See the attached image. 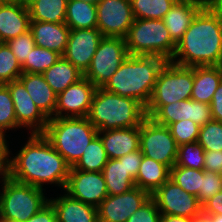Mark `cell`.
<instances>
[{
    "instance_id": "5",
    "label": "cell",
    "mask_w": 222,
    "mask_h": 222,
    "mask_svg": "<svg viewBox=\"0 0 222 222\" xmlns=\"http://www.w3.org/2000/svg\"><path fill=\"white\" fill-rule=\"evenodd\" d=\"M43 135L72 167L98 135V130L87 117H52Z\"/></svg>"
},
{
    "instance_id": "8",
    "label": "cell",
    "mask_w": 222,
    "mask_h": 222,
    "mask_svg": "<svg viewBox=\"0 0 222 222\" xmlns=\"http://www.w3.org/2000/svg\"><path fill=\"white\" fill-rule=\"evenodd\" d=\"M192 88L193 67L167 61L158 73L146 116L151 118L163 105L190 99Z\"/></svg>"
},
{
    "instance_id": "45",
    "label": "cell",
    "mask_w": 222,
    "mask_h": 222,
    "mask_svg": "<svg viewBox=\"0 0 222 222\" xmlns=\"http://www.w3.org/2000/svg\"><path fill=\"white\" fill-rule=\"evenodd\" d=\"M142 158L143 154L140 149L125 155V167L134 180L137 177Z\"/></svg>"
},
{
    "instance_id": "38",
    "label": "cell",
    "mask_w": 222,
    "mask_h": 222,
    "mask_svg": "<svg viewBox=\"0 0 222 222\" xmlns=\"http://www.w3.org/2000/svg\"><path fill=\"white\" fill-rule=\"evenodd\" d=\"M16 128L18 126L10 90L6 84H0V131L5 134L8 129Z\"/></svg>"
},
{
    "instance_id": "18",
    "label": "cell",
    "mask_w": 222,
    "mask_h": 222,
    "mask_svg": "<svg viewBox=\"0 0 222 222\" xmlns=\"http://www.w3.org/2000/svg\"><path fill=\"white\" fill-rule=\"evenodd\" d=\"M109 159H119L140 149V126L98 131Z\"/></svg>"
},
{
    "instance_id": "12",
    "label": "cell",
    "mask_w": 222,
    "mask_h": 222,
    "mask_svg": "<svg viewBox=\"0 0 222 222\" xmlns=\"http://www.w3.org/2000/svg\"><path fill=\"white\" fill-rule=\"evenodd\" d=\"M96 10L97 28L104 37L125 38L135 20L130 0H100Z\"/></svg>"
},
{
    "instance_id": "1",
    "label": "cell",
    "mask_w": 222,
    "mask_h": 222,
    "mask_svg": "<svg viewBox=\"0 0 222 222\" xmlns=\"http://www.w3.org/2000/svg\"><path fill=\"white\" fill-rule=\"evenodd\" d=\"M19 153L8 159L5 174L13 180L43 188L57 184L64 190L71 166L43 134H30Z\"/></svg>"
},
{
    "instance_id": "41",
    "label": "cell",
    "mask_w": 222,
    "mask_h": 222,
    "mask_svg": "<svg viewBox=\"0 0 222 222\" xmlns=\"http://www.w3.org/2000/svg\"><path fill=\"white\" fill-rule=\"evenodd\" d=\"M221 190L222 182L219 174L215 172H207L203 169L201 189L199 190V194L197 196L201 206Z\"/></svg>"
},
{
    "instance_id": "2",
    "label": "cell",
    "mask_w": 222,
    "mask_h": 222,
    "mask_svg": "<svg viewBox=\"0 0 222 222\" xmlns=\"http://www.w3.org/2000/svg\"><path fill=\"white\" fill-rule=\"evenodd\" d=\"M171 62L181 66L222 65V10L203 7L177 43Z\"/></svg>"
},
{
    "instance_id": "23",
    "label": "cell",
    "mask_w": 222,
    "mask_h": 222,
    "mask_svg": "<svg viewBox=\"0 0 222 222\" xmlns=\"http://www.w3.org/2000/svg\"><path fill=\"white\" fill-rule=\"evenodd\" d=\"M57 222H98L97 208L72 198L68 194L50 198Z\"/></svg>"
},
{
    "instance_id": "59",
    "label": "cell",
    "mask_w": 222,
    "mask_h": 222,
    "mask_svg": "<svg viewBox=\"0 0 222 222\" xmlns=\"http://www.w3.org/2000/svg\"><path fill=\"white\" fill-rule=\"evenodd\" d=\"M0 222H12V221H6L0 218Z\"/></svg>"
},
{
    "instance_id": "27",
    "label": "cell",
    "mask_w": 222,
    "mask_h": 222,
    "mask_svg": "<svg viewBox=\"0 0 222 222\" xmlns=\"http://www.w3.org/2000/svg\"><path fill=\"white\" fill-rule=\"evenodd\" d=\"M42 75L57 95L84 77L83 72L62 56Z\"/></svg>"
},
{
    "instance_id": "21",
    "label": "cell",
    "mask_w": 222,
    "mask_h": 222,
    "mask_svg": "<svg viewBox=\"0 0 222 222\" xmlns=\"http://www.w3.org/2000/svg\"><path fill=\"white\" fill-rule=\"evenodd\" d=\"M25 86L36 106L48 118L55 117L57 94L42 74L22 73L18 78Z\"/></svg>"
},
{
    "instance_id": "47",
    "label": "cell",
    "mask_w": 222,
    "mask_h": 222,
    "mask_svg": "<svg viewBox=\"0 0 222 222\" xmlns=\"http://www.w3.org/2000/svg\"><path fill=\"white\" fill-rule=\"evenodd\" d=\"M202 215H222V190L202 205Z\"/></svg>"
},
{
    "instance_id": "54",
    "label": "cell",
    "mask_w": 222,
    "mask_h": 222,
    "mask_svg": "<svg viewBox=\"0 0 222 222\" xmlns=\"http://www.w3.org/2000/svg\"><path fill=\"white\" fill-rule=\"evenodd\" d=\"M194 222H209V220L206 217L201 216L199 218H196Z\"/></svg>"
},
{
    "instance_id": "43",
    "label": "cell",
    "mask_w": 222,
    "mask_h": 222,
    "mask_svg": "<svg viewBox=\"0 0 222 222\" xmlns=\"http://www.w3.org/2000/svg\"><path fill=\"white\" fill-rule=\"evenodd\" d=\"M191 120L199 126L205 125L212 120L211 107L208 103L192 100Z\"/></svg>"
},
{
    "instance_id": "52",
    "label": "cell",
    "mask_w": 222,
    "mask_h": 222,
    "mask_svg": "<svg viewBox=\"0 0 222 222\" xmlns=\"http://www.w3.org/2000/svg\"><path fill=\"white\" fill-rule=\"evenodd\" d=\"M206 217L209 222H222V215H202Z\"/></svg>"
},
{
    "instance_id": "29",
    "label": "cell",
    "mask_w": 222,
    "mask_h": 222,
    "mask_svg": "<svg viewBox=\"0 0 222 222\" xmlns=\"http://www.w3.org/2000/svg\"><path fill=\"white\" fill-rule=\"evenodd\" d=\"M68 0H35L27 6L31 21L65 23Z\"/></svg>"
},
{
    "instance_id": "13",
    "label": "cell",
    "mask_w": 222,
    "mask_h": 222,
    "mask_svg": "<svg viewBox=\"0 0 222 222\" xmlns=\"http://www.w3.org/2000/svg\"><path fill=\"white\" fill-rule=\"evenodd\" d=\"M64 191L72 198L96 208L108 196L102 172L83 171L73 167L70 168Z\"/></svg>"
},
{
    "instance_id": "32",
    "label": "cell",
    "mask_w": 222,
    "mask_h": 222,
    "mask_svg": "<svg viewBox=\"0 0 222 222\" xmlns=\"http://www.w3.org/2000/svg\"><path fill=\"white\" fill-rule=\"evenodd\" d=\"M135 19H163L177 0H130Z\"/></svg>"
},
{
    "instance_id": "6",
    "label": "cell",
    "mask_w": 222,
    "mask_h": 222,
    "mask_svg": "<svg viewBox=\"0 0 222 222\" xmlns=\"http://www.w3.org/2000/svg\"><path fill=\"white\" fill-rule=\"evenodd\" d=\"M129 55L157 56L170 61L177 44L161 19H135L125 36Z\"/></svg>"
},
{
    "instance_id": "53",
    "label": "cell",
    "mask_w": 222,
    "mask_h": 222,
    "mask_svg": "<svg viewBox=\"0 0 222 222\" xmlns=\"http://www.w3.org/2000/svg\"><path fill=\"white\" fill-rule=\"evenodd\" d=\"M3 3H18L21 4V0H0Z\"/></svg>"
},
{
    "instance_id": "26",
    "label": "cell",
    "mask_w": 222,
    "mask_h": 222,
    "mask_svg": "<svg viewBox=\"0 0 222 222\" xmlns=\"http://www.w3.org/2000/svg\"><path fill=\"white\" fill-rule=\"evenodd\" d=\"M108 195H118L130 191L136 186L135 180L125 167V155L119 159H108L103 168Z\"/></svg>"
},
{
    "instance_id": "24",
    "label": "cell",
    "mask_w": 222,
    "mask_h": 222,
    "mask_svg": "<svg viewBox=\"0 0 222 222\" xmlns=\"http://www.w3.org/2000/svg\"><path fill=\"white\" fill-rule=\"evenodd\" d=\"M222 81V66H193V88L191 99L211 104V100Z\"/></svg>"
},
{
    "instance_id": "49",
    "label": "cell",
    "mask_w": 222,
    "mask_h": 222,
    "mask_svg": "<svg viewBox=\"0 0 222 222\" xmlns=\"http://www.w3.org/2000/svg\"><path fill=\"white\" fill-rule=\"evenodd\" d=\"M6 134L0 131V166L6 171L8 159L10 157L9 144L7 143Z\"/></svg>"
},
{
    "instance_id": "33",
    "label": "cell",
    "mask_w": 222,
    "mask_h": 222,
    "mask_svg": "<svg viewBox=\"0 0 222 222\" xmlns=\"http://www.w3.org/2000/svg\"><path fill=\"white\" fill-rule=\"evenodd\" d=\"M60 57L61 55L55 51L35 45L29 57H27V60L21 66L22 72L42 74L55 64Z\"/></svg>"
},
{
    "instance_id": "58",
    "label": "cell",
    "mask_w": 222,
    "mask_h": 222,
    "mask_svg": "<svg viewBox=\"0 0 222 222\" xmlns=\"http://www.w3.org/2000/svg\"><path fill=\"white\" fill-rule=\"evenodd\" d=\"M218 174H219V177H220L221 182H222V167L220 168V171L218 172Z\"/></svg>"
},
{
    "instance_id": "4",
    "label": "cell",
    "mask_w": 222,
    "mask_h": 222,
    "mask_svg": "<svg viewBox=\"0 0 222 222\" xmlns=\"http://www.w3.org/2000/svg\"><path fill=\"white\" fill-rule=\"evenodd\" d=\"M145 107L135 99L96 88L87 115L98 131L140 126L146 118Z\"/></svg>"
},
{
    "instance_id": "56",
    "label": "cell",
    "mask_w": 222,
    "mask_h": 222,
    "mask_svg": "<svg viewBox=\"0 0 222 222\" xmlns=\"http://www.w3.org/2000/svg\"><path fill=\"white\" fill-rule=\"evenodd\" d=\"M89 4L97 5L100 0H81Z\"/></svg>"
},
{
    "instance_id": "36",
    "label": "cell",
    "mask_w": 222,
    "mask_h": 222,
    "mask_svg": "<svg viewBox=\"0 0 222 222\" xmlns=\"http://www.w3.org/2000/svg\"><path fill=\"white\" fill-rule=\"evenodd\" d=\"M21 65L7 43L0 42V84H6L19 78Z\"/></svg>"
},
{
    "instance_id": "55",
    "label": "cell",
    "mask_w": 222,
    "mask_h": 222,
    "mask_svg": "<svg viewBox=\"0 0 222 222\" xmlns=\"http://www.w3.org/2000/svg\"><path fill=\"white\" fill-rule=\"evenodd\" d=\"M34 1L35 0H21V4L24 6H28L29 4H31Z\"/></svg>"
},
{
    "instance_id": "34",
    "label": "cell",
    "mask_w": 222,
    "mask_h": 222,
    "mask_svg": "<svg viewBox=\"0 0 222 222\" xmlns=\"http://www.w3.org/2000/svg\"><path fill=\"white\" fill-rule=\"evenodd\" d=\"M203 169L196 170L182 166H173L170 169V179L179 185L185 192L198 196L201 189Z\"/></svg>"
},
{
    "instance_id": "44",
    "label": "cell",
    "mask_w": 222,
    "mask_h": 222,
    "mask_svg": "<svg viewBox=\"0 0 222 222\" xmlns=\"http://www.w3.org/2000/svg\"><path fill=\"white\" fill-rule=\"evenodd\" d=\"M204 170L207 172L218 173L222 167V150L204 152Z\"/></svg>"
},
{
    "instance_id": "39",
    "label": "cell",
    "mask_w": 222,
    "mask_h": 222,
    "mask_svg": "<svg viewBox=\"0 0 222 222\" xmlns=\"http://www.w3.org/2000/svg\"><path fill=\"white\" fill-rule=\"evenodd\" d=\"M168 127L178 146L197 141L200 132V126L190 119L171 123Z\"/></svg>"
},
{
    "instance_id": "7",
    "label": "cell",
    "mask_w": 222,
    "mask_h": 222,
    "mask_svg": "<svg viewBox=\"0 0 222 222\" xmlns=\"http://www.w3.org/2000/svg\"><path fill=\"white\" fill-rule=\"evenodd\" d=\"M0 218L12 222H25L49 202L45 189L20 183L8 175L1 177Z\"/></svg>"
},
{
    "instance_id": "51",
    "label": "cell",
    "mask_w": 222,
    "mask_h": 222,
    "mask_svg": "<svg viewBox=\"0 0 222 222\" xmlns=\"http://www.w3.org/2000/svg\"><path fill=\"white\" fill-rule=\"evenodd\" d=\"M202 7L218 8L222 4V0H194Z\"/></svg>"
},
{
    "instance_id": "25",
    "label": "cell",
    "mask_w": 222,
    "mask_h": 222,
    "mask_svg": "<svg viewBox=\"0 0 222 222\" xmlns=\"http://www.w3.org/2000/svg\"><path fill=\"white\" fill-rule=\"evenodd\" d=\"M170 178V168L152 158L143 155L139 171L135 179L136 187L152 194Z\"/></svg>"
},
{
    "instance_id": "57",
    "label": "cell",
    "mask_w": 222,
    "mask_h": 222,
    "mask_svg": "<svg viewBox=\"0 0 222 222\" xmlns=\"http://www.w3.org/2000/svg\"><path fill=\"white\" fill-rule=\"evenodd\" d=\"M4 175H5V170L0 166V177H3Z\"/></svg>"
},
{
    "instance_id": "19",
    "label": "cell",
    "mask_w": 222,
    "mask_h": 222,
    "mask_svg": "<svg viewBox=\"0 0 222 222\" xmlns=\"http://www.w3.org/2000/svg\"><path fill=\"white\" fill-rule=\"evenodd\" d=\"M27 6L0 2V42L6 43L30 30Z\"/></svg>"
},
{
    "instance_id": "17",
    "label": "cell",
    "mask_w": 222,
    "mask_h": 222,
    "mask_svg": "<svg viewBox=\"0 0 222 222\" xmlns=\"http://www.w3.org/2000/svg\"><path fill=\"white\" fill-rule=\"evenodd\" d=\"M103 37L98 28L70 29L68 42L62 57L70 61L84 74L89 68L92 57Z\"/></svg>"
},
{
    "instance_id": "9",
    "label": "cell",
    "mask_w": 222,
    "mask_h": 222,
    "mask_svg": "<svg viewBox=\"0 0 222 222\" xmlns=\"http://www.w3.org/2000/svg\"><path fill=\"white\" fill-rule=\"evenodd\" d=\"M128 56L124 38L103 37L84 77L97 88L103 87Z\"/></svg>"
},
{
    "instance_id": "11",
    "label": "cell",
    "mask_w": 222,
    "mask_h": 222,
    "mask_svg": "<svg viewBox=\"0 0 222 222\" xmlns=\"http://www.w3.org/2000/svg\"><path fill=\"white\" fill-rule=\"evenodd\" d=\"M151 198L161 214L187 218L202 216V206L197 197L185 192L170 178L151 194Z\"/></svg>"
},
{
    "instance_id": "37",
    "label": "cell",
    "mask_w": 222,
    "mask_h": 222,
    "mask_svg": "<svg viewBox=\"0 0 222 222\" xmlns=\"http://www.w3.org/2000/svg\"><path fill=\"white\" fill-rule=\"evenodd\" d=\"M197 142L205 151L222 150V122L212 119L200 126Z\"/></svg>"
},
{
    "instance_id": "50",
    "label": "cell",
    "mask_w": 222,
    "mask_h": 222,
    "mask_svg": "<svg viewBox=\"0 0 222 222\" xmlns=\"http://www.w3.org/2000/svg\"><path fill=\"white\" fill-rule=\"evenodd\" d=\"M196 218H187L177 215L161 214L160 222H194Z\"/></svg>"
},
{
    "instance_id": "10",
    "label": "cell",
    "mask_w": 222,
    "mask_h": 222,
    "mask_svg": "<svg viewBox=\"0 0 222 222\" xmlns=\"http://www.w3.org/2000/svg\"><path fill=\"white\" fill-rule=\"evenodd\" d=\"M140 150L144 156L171 169L176 163L178 145L168 126L146 117L140 125Z\"/></svg>"
},
{
    "instance_id": "40",
    "label": "cell",
    "mask_w": 222,
    "mask_h": 222,
    "mask_svg": "<svg viewBox=\"0 0 222 222\" xmlns=\"http://www.w3.org/2000/svg\"><path fill=\"white\" fill-rule=\"evenodd\" d=\"M13 54L16 56L19 64L22 66L29 57L31 50L35 47V42L32 32H28L17 36L6 42Z\"/></svg>"
},
{
    "instance_id": "28",
    "label": "cell",
    "mask_w": 222,
    "mask_h": 222,
    "mask_svg": "<svg viewBox=\"0 0 222 222\" xmlns=\"http://www.w3.org/2000/svg\"><path fill=\"white\" fill-rule=\"evenodd\" d=\"M65 24L70 29L97 28L96 5L81 0H68Z\"/></svg>"
},
{
    "instance_id": "16",
    "label": "cell",
    "mask_w": 222,
    "mask_h": 222,
    "mask_svg": "<svg viewBox=\"0 0 222 222\" xmlns=\"http://www.w3.org/2000/svg\"><path fill=\"white\" fill-rule=\"evenodd\" d=\"M6 85L14 103L18 128L26 127L31 134H43L49 119L36 106L24 84L16 79Z\"/></svg>"
},
{
    "instance_id": "30",
    "label": "cell",
    "mask_w": 222,
    "mask_h": 222,
    "mask_svg": "<svg viewBox=\"0 0 222 222\" xmlns=\"http://www.w3.org/2000/svg\"><path fill=\"white\" fill-rule=\"evenodd\" d=\"M108 156L103 147L100 137L97 135L86 147L83 155L72 166L74 169L83 171L102 172L108 162Z\"/></svg>"
},
{
    "instance_id": "22",
    "label": "cell",
    "mask_w": 222,
    "mask_h": 222,
    "mask_svg": "<svg viewBox=\"0 0 222 222\" xmlns=\"http://www.w3.org/2000/svg\"><path fill=\"white\" fill-rule=\"evenodd\" d=\"M203 7L194 0H177L163 17L172 40L177 44Z\"/></svg>"
},
{
    "instance_id": "15",
    "label": "cell",
    "mask_w": 222,
    "mask_h": 222,
    "mask_svg": "<svg viewBox=\"0 0 222 222\" xmlns=\"http://www.w3.org/2000/svg\"><path fill=\"white\" fill-rule=\"evenodd\" d=\"M96 88L86 77L68 86L57 95L55 117H87Z\"/></svg>"
},
{
    "instance_id": "35",
    "label": "cell",
    "mask_w": 222,
    "mask_h": 222,
    "mask_svg": "<svg viewBox=\"0 0 222 222\" xmlns=\"http://www.w3.org/2000/svg\"><path fill=\"white\" fill-rule=\"evenodd\" d=\"M204 152V148L197 141L179 145L174 166L202 170L204 168Z\"/></svg>"
},
{
    "instance_id": "42",
    "label": "cell",
    "mask_w": 222,
    "mask_h": 222,
    "mask_svg": "<svg viewBox=\"0 0 222 222\" xmlns=\"http://www.w3.org/2000/svg\"><path fill=\"white\" fill-rule=\"evenodd\" d=\"M161 213L155 201L150 198L126 222H160Z\"/></svg>"
},
{
    "instance_id": "20",
    "label": "cell",
    "mask_w": 222,
    "mask_h": 222,
    "mask_svg": "<svg viewBox=\"0 0 222 222\" xmlns=\"http://www.w3.org/2000/svg\"><path fill=\"white\" fill-rule=\"evenodd\" d=\"M30 31L36 46L64 54L70 33L65 23L31 21Z\"/></svg>"
},
{
    "instance_id": "14",
    "label": "cell",
    "mask_w": 222,
    "mask_h": 222,
    "mask_svg": "<svg viewBox=\"0 0 222 222\" xmlns=\"http://www.w3.org/2000/svg\"><path fill=\"white\" fill-rule=\"evenodd\" d=\"M150 198L148 191L136 186L122 194L108 195L97 207L98 222H126Z\"/></svg>"
},
{
    "instance_id": "46",
    "label": "cell",
    "mask_w": 222,
    "mask_h": 222,
    "mask_svg": "<svg viewBox=\"0 0 222 222\" xmlns=\"http://www.w3.org/2000/svg\"><path fill=\"white\" fill-rule=\"evenodd\" d=\"M25 222H57L56 211L52 204L48 202Z\"/></svg>"
},
{
    "instance_id": "31",
    "label": "cell",
    "mask_w": 222,
    "mask_h": 222,
    "mask_svg": "<svg viewBox=\"0 0 222 222\" xmlns=\"http://www.w3.org/2000/svg\"><path fill=\"white\" fill-rule=\"evenodd\" d=\"M157 124L169 126L180 120L192 118V99L163 105L152 117Z\"/></svg>"
},
{
    "instance_id": "3",
    "label": "cell",
    "mask_w": 222,
    "mask_h": 222,
    "mask_svg": "<svg viewBox=\"0 0 222 222\" xmlns=\"http://www.w3.org/2000/svg\"><path fill=\"white\" fill-rule=\"evenodd\" d=\"M166 62L157 56L129 55L102 88L135 99L146 108L158 73Z\"/></svg>"
},
{
    "instance_id": "48",
    "label": "cell",
    "mask_w": 222,
    "mask_h": 222,
    "mask_svg": "<svg viewBox=\"0 0 222 222\" xmlns=\"http://www.w3.org/2000/svg\"><path fill=\"white\" fill-rule=\"evenodd\" d=\"M210 107L212 119L222 122V81L213 95Z\"/></svg>"
}]
</instances>
